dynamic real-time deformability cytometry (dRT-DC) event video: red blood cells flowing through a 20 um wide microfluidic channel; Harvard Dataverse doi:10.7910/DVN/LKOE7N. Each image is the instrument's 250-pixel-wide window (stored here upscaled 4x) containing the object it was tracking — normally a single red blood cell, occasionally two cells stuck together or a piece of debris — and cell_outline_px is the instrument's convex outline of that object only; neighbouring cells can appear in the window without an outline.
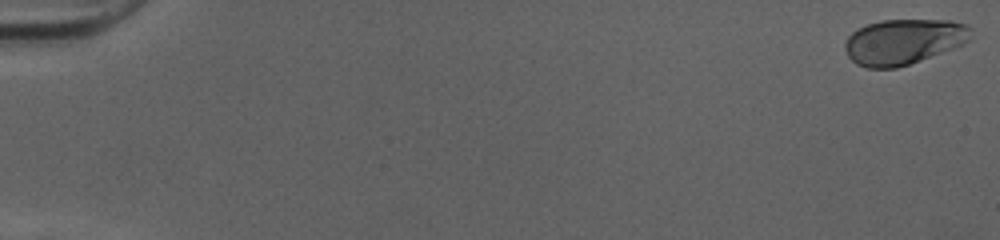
{"species": "human", "species_latin": "Homo sapiens", "temperature_condition": "cold", "stored_images_in_passage": 10, "camera_frame_rate_fps": 3000, "um_per_image_px": 0.085, "donor": {"sex": "female"}, "frame": {"image": 1, "passage_image": 1, "time_ms": 0.0, "image_size_px": [1000, 240], "cell_outline_px": [[972, 28], [968, 40], [964, 44], [908, 64], [896, 68], [868, 68], [856, 64], [848, 56], [844, 48], [844, 44], [848, 36], [852, 32], [868, 24], [880, 20], [952, 20], [968, 24]], "centroid_in_image_um": [76.8, 3.53], "position_along_channel_um": 8.2, "area_um2": 33.23}}